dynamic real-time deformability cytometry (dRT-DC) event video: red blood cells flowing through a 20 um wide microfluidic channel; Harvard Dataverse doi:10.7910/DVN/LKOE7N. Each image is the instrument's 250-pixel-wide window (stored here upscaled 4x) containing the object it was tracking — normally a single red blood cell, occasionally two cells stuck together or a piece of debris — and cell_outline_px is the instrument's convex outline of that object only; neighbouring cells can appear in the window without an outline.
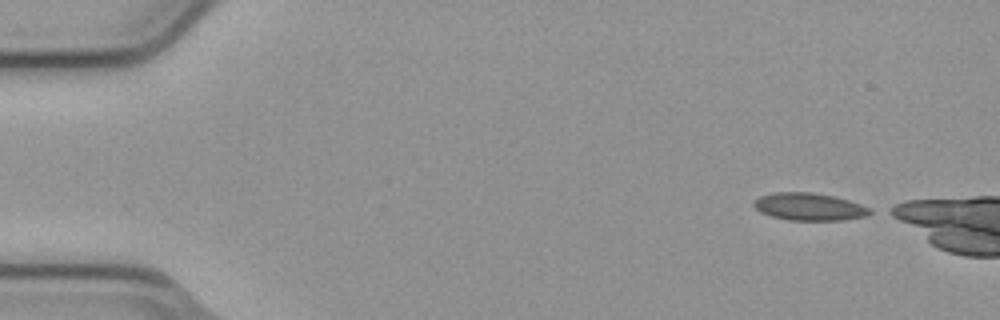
{"species": "common noctule bat (a hibernating species)", "species_latin": "Nyctalus noctula", "temperature_condition": "cold", "stored_images_in_passage": 2, "camera_frame_rate_fps": 3000, "um_per_image_px": 0.085, "animal": {"sex": "male", "body_mass_g": 23.1, "forearm_length_mm": 52.7}, "frame": {"image": 1, "passage_image": 1, "time_ms": 0.0, "image_size_px": [1000, 320], "cell_outline_px": [[876, 212], [868, 216], [844, 220], [788, 220], [772, 216], [760, 212], [752, 204], [752, 200], [760, 196], [776, 192], [812, 192], [832, 196], [848, 200], [872, 208]], "centroid_in_image_um": [68.82, 17.58], "position_along_channel_um": 16.2, "area_um2": 18.79}}